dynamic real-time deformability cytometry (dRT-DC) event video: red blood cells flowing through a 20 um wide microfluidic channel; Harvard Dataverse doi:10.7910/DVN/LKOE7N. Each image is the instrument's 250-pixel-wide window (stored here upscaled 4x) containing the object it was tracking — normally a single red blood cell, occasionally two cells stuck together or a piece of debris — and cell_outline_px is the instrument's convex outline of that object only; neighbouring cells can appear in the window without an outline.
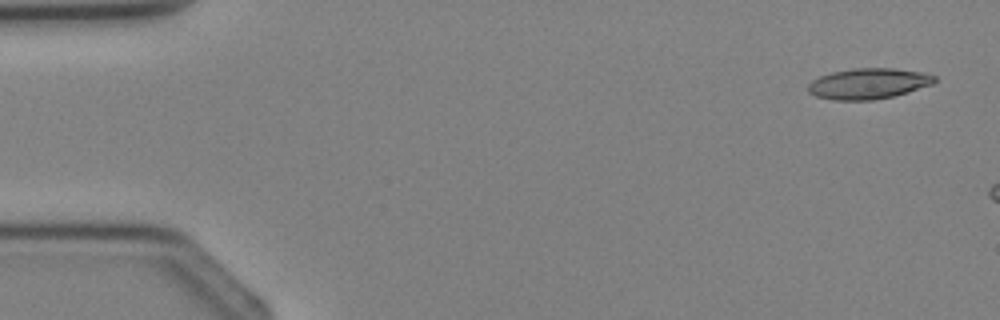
{"species": "Egyptian fruit bat (a non-hibernating species)", "species_latin": "Rousettus aegyptiacus", "temperature_condition": "cold", "stored_images_in_passage": 3, "camera_frame_rate_fps": 3000, "um_per_image_px": 0.085, "animal": {"sex": "female"}, "frame": {"image": 1, "passage_image": 1, "time_ms": 0.0, "image_size_px": [1000, 320], "cell_outline_px": [[936, 80], [932, 84], [908, 92], [892, 96], [872, 100], [832, 100], [816, 96], [808, 92], [808, 84], [812, 80], [820, 76], [832, 72], [852, 68], [892, 68], [924, 72], [936, 76]], "centroid_in_image_um": [73.8, 7.1], "position_along_channel_um": 11.2, "area_um2": 22.66}}